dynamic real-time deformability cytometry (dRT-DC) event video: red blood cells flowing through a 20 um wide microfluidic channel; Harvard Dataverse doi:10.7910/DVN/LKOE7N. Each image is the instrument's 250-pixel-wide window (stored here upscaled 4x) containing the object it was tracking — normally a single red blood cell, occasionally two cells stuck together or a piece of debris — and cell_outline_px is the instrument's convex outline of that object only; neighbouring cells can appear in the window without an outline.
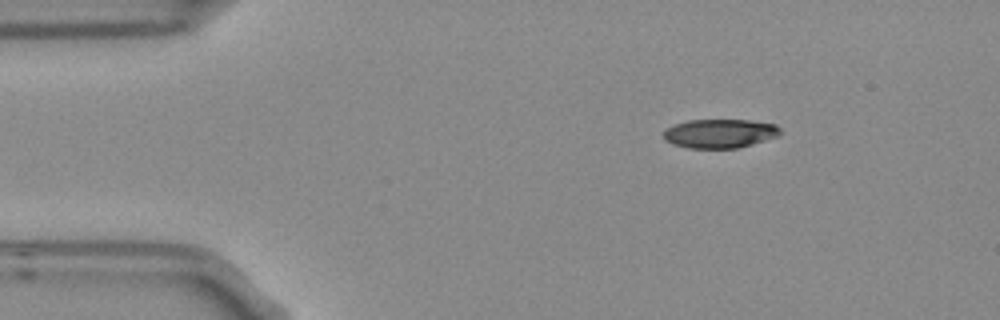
{"species": "Egyptian fruit bat (a non-hibernating species)", "species_latin": "Rousettus aegyptiacus", "temperature_condition": "room temperature", "stored_images_in_passage": 3, "camera_frame_rate_fps": 3000, "um_per_image_px": 0.085, "frame": {"image": 1, "passage_image": 1, "time_ms": 0.0, "image_size_px": [1000, 320], "cell_outline_px": [[780, 132], [776, 136], [752, 144], [736, 148], [688, 148], [664, 140], [664, 132], [668, 128], [676, 124], [688, 120], [748, 120], [776, 124], [780, 128]], "centroid_in_image_um": [61.19, 11.34], "position_along_channel_um": 23.8, "area_um2": 19.36}}